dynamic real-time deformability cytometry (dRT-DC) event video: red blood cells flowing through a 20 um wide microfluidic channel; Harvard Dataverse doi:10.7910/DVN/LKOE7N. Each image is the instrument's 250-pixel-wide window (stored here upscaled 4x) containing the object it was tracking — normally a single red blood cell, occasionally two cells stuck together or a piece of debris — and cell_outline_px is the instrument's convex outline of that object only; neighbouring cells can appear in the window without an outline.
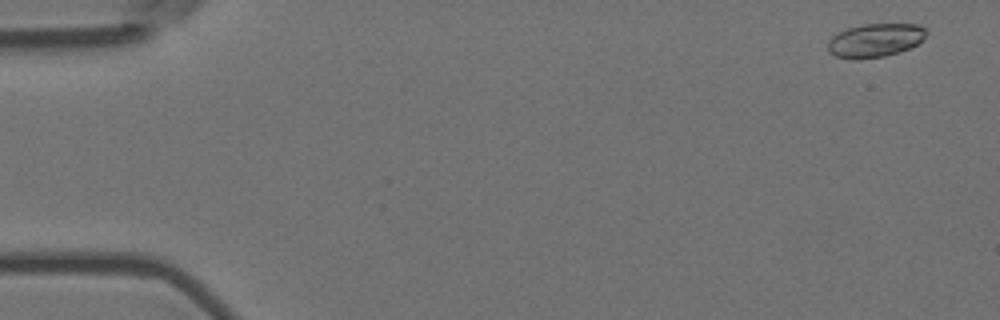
{"species": "Egyptian fruit bat (a non-hibernating species)", "species_latin": "Rousettus aegyptiacus", "temperature_condition": "room temperature", "stored_images_in_passage": 5, "camera_frame_rate_fps": 3000, "um_per_image_px": 0.085, "animal": {"sex": "female"}, "frame": {"image": 1, "passage_image": 1, "time_ms": 0.0, "image_size_px": [1000, 320], "cell_outline_px": [[928, 32], [916, 44], [900, 52], [884, 56], [856, 60], [836, 56], [828, 52], [828, 40], [832, 36], [848, 28], [864, 24], [920, 24]], "centroid_in_image_um": [74.36, 3.43], "position_along_channel_um": 10.6, "area_um2": 19.19}}
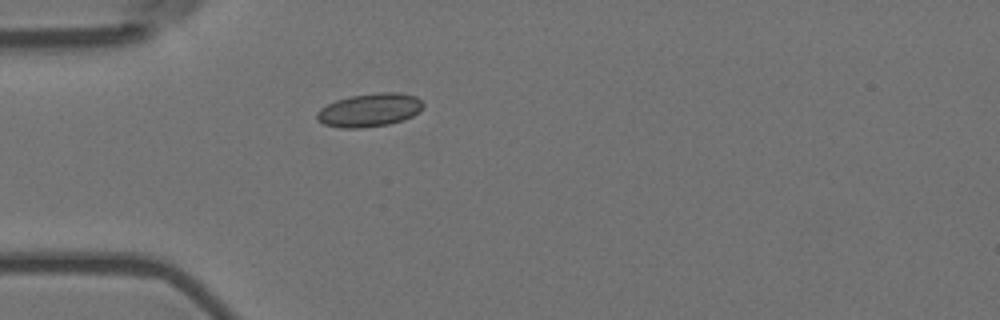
{"frame": {"image": 2, "passage_image": 5, "time_ms": 1.333, "image_size_px": [1000, 320], "cell_outline_px": [[424, 108], [420, 112], [404, 120], [388, 124], [360, 128], [340, 128], [324, 124], [316, 120], [316, 112], [320, 108], [336, 100], [348, 96], [380, 92], [400, 92], [416, 96], [424, 104]], "centroid_in_image_um": [31.42, 9.35], "position_along_channel_um": 53.6, "area_um2": 20.92}}